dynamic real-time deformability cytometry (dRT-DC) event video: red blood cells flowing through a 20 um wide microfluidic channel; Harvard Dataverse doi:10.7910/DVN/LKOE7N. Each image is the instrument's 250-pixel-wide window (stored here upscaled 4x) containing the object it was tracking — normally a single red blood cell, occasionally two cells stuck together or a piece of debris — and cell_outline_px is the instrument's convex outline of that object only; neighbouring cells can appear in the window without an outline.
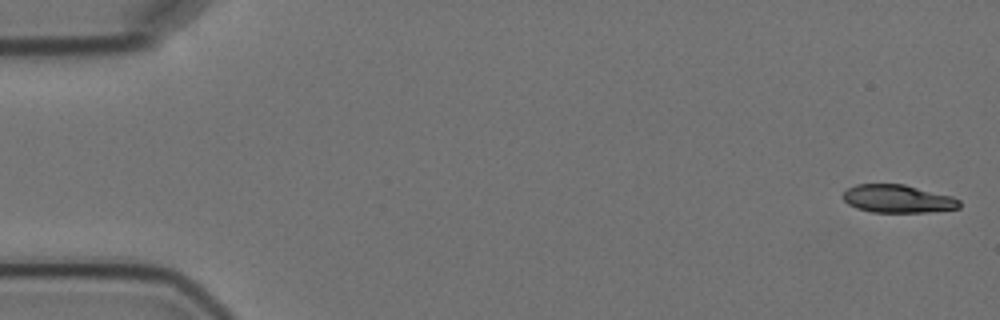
{"species": "Egyptian fruit bat (a non-hibernating species)", "species_latin": "Rousettus aegyptiacus", "temperature_condition": "cold", "stored_images_in_passage": 7, "camera_frame_rate_fps": 3000, "um_per_image_px": 0.085, "animal": {"sex": "female"}, "frame": {"image": 1, "passage_image": 1, "time_ms": 0.0, "image_size_px": [1000, 320], "cell_outline_px": [[960, 208], [928, 212], [872, 212], [856, 208], [848, 204], [844, 200], [844, 192], [848, 188], [856, 184], [904, 184], [952, 196], [960, 200]], "centroid_in_image_um": [76.32, 16.9], "position_along_channel_um": 8.7, "area_um2": 18.96}}
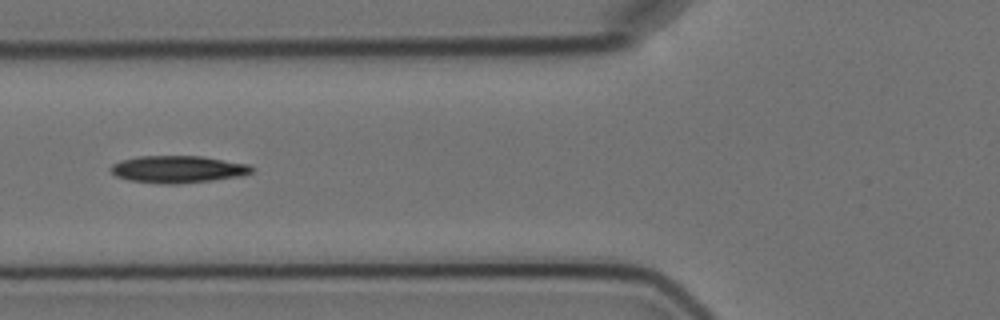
{"frame": {"image": 2, "passage_image": 6, "time_ms": 6.667, "image_size_px": [1000, 320], "cell_outline_px": [[256, 168], [252, 172], [240, 176], [212, 180], [176, 184], [160, 184], [128, 180], [116, 176], [108, 168], [112, 164], [120, 160], [136, 156], [200, 156], [248, 164]], "centroid_in_image_um": [15.08, 14.39], "position_along_channel_um": 110.7, "area_um2": 22.43}}
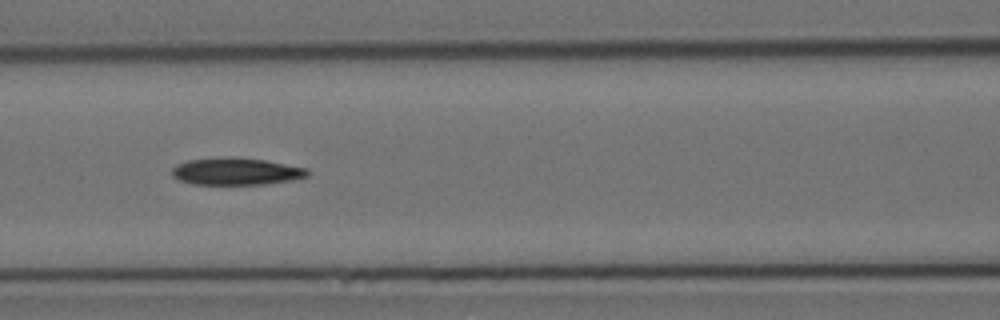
{"frame": {"image": 3, "passage_image": 7, "time_ms": 7.667, "image_size_px": [1000, 320], "cell_outline_px": [[308, 176], [292, 180], [264, 184], [192, 184], [180, 180], [172, 176], [172, 168], [176, 164], [188, 160], [264, 160], [308, 168]], "centroid_in_image_um": [20.09, 14.62], "position_along_channel_um": 146.5, "area_um2": 20.35}}